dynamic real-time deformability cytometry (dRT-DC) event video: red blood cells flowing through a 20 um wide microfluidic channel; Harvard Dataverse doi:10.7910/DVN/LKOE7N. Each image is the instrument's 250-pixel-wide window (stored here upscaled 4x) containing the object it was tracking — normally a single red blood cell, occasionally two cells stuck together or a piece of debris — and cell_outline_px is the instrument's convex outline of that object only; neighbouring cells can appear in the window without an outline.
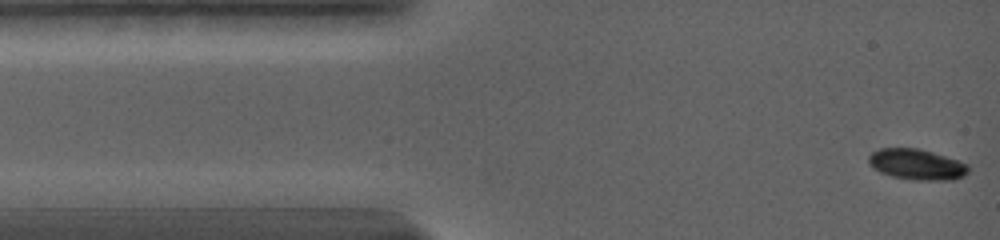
{"species": "common noctule bat (a hibernating species)", "species_latin": "Nyctalus noctula", "temperature_condition": "warm", "stored_images_in_passage": 29, "camera_frame_rate_fps": 5000, "um_per_image_px": 0.085, "animal": {"sex": "female", "body_mass_g": 19.0, "forearm_length_mm": 56.7}, "frame": {"image": 1, "passage_image": 1, "time_ms": 0.0, "image_size_px": [1000, 240], "cell_outline_px": [[968, 172], [964, 176], [952, 180], [916, 180], [892, 176], [880, 172], [868, 164], [868, 156], [872, 152], [880, 148], [916, 148], [932, 152], [968, 164]], "centroid_in_image_um": [77.9, 13.98], "position_along_channel_um": 7.1, "area_um2": 17.74}}
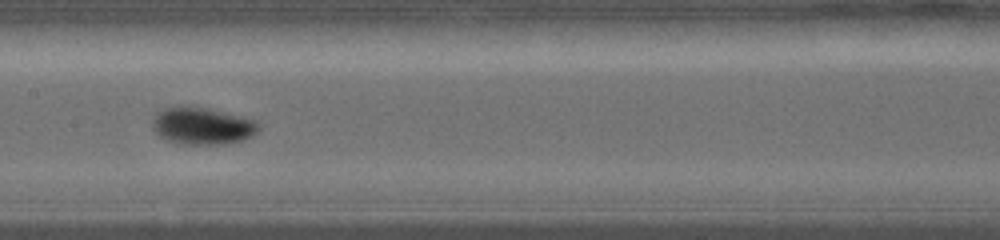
{"frame": {"image": 2, "passage_image": 14, "time_ms": 6.8, "image_size_px": [1000, 240], "cell_outline_px": [[260, 128], [252, 136], [244, 140], [224, 144], [180, 144], [168, 140], [160, 136], [152, 128], [152, 120], [156, 112], [164, 108], [180, 104], [192, 104], [256, 120], [260, 124]], "centroid_in_image_um": [17.17, 10.67], "position_along_channel_um": 190.2, "area_um2": 23.52}}
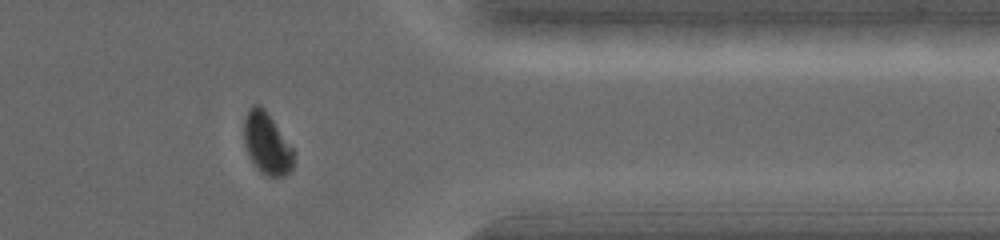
{"frame": {"image": 3, "passage_image": 25, "time_ms": 12.4, "image_size_px": [1000, 240], "cell_outline_px": [[292, 168], [284, 176], [268, 176], [260, 172], [248, 156], [244, 144], [244, 116], [248, 108], [252, 104], [260, 104], [264, 108], [292, 148]], "centroid_in_image_um": [22.62, 12.17], "position_along_channel_um": 388.8, "area_um2": 17.63}, "authors_computed_cell_mechanics": {"area_um2": 21.2126, "velocity_mm_per_s": 3.7256, "shape_relaxation_time_tau1_ms": 1.9238, "shape_relaxation_time_tau2_ms": null, "deformation_change_tau1": 0.1262, "deformation_change_tau2": null}}